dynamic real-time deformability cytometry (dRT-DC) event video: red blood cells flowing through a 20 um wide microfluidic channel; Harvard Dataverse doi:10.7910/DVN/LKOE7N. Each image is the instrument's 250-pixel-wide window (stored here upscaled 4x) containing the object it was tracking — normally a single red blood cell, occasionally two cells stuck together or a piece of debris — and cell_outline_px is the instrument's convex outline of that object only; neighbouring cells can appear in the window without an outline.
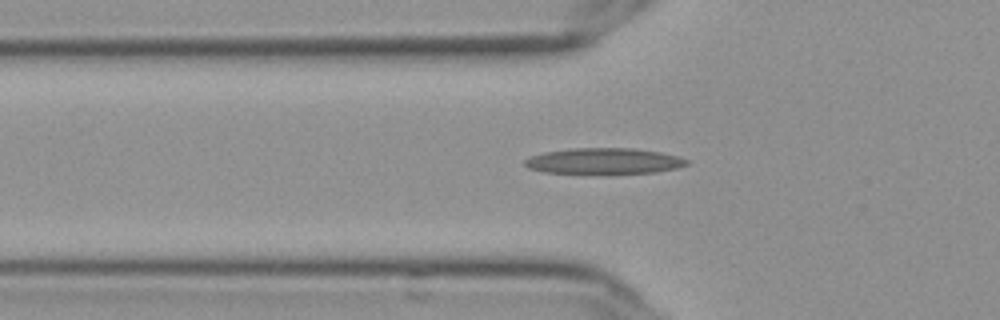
{"species": "Egyptian fruit bat (a non-hibernating species)", "species_latin": "Rousettus aegyptiacus", "temperature_condition": "cold", "stored_images_in_passage": 51, "camera_frame_rate_fps": 3000, "um_per_image_px": 0.085, "frame": {"image": 1, "passage_image": 19, "time_ms": 6.0, "image_size_px": [1000, 320], "cell_outline_px": [[688, 164], [676, 168], [656, 172], [544, 172], [528, 168], [524, 164], [524, 160], [532, 156], [544, 152], [572, 148], [632, 148], [660, 152], [676, 156], [688, 160]], "centroid_in_image_um": [51.32, 13.66], "position_along_channel_um": 74.5, "area_um2": 23.76}}
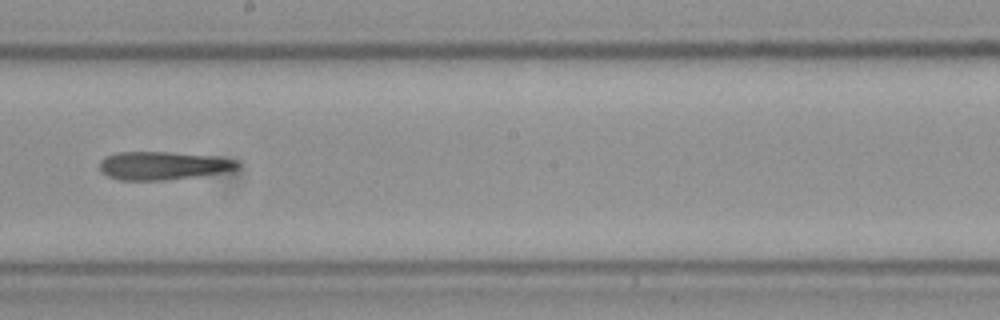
{"frame": {"image": 2, "passage_image": 32, "time_ms": 10.333, "image_size_px": [1000, 320], "cell_outline_px": [[240, 164], [236, 168], [220, 172], [196, 176], [164, 180], [120, 180], [108, 176], [100, 172], [100, 160], [104, 156], [116, 152], [172, 152], [208, 156], [236, 160]], "centroid_in_image_um": [13.74, 14.07], "position_along_channel_um": 234.5, "area_um2": 22.37}}
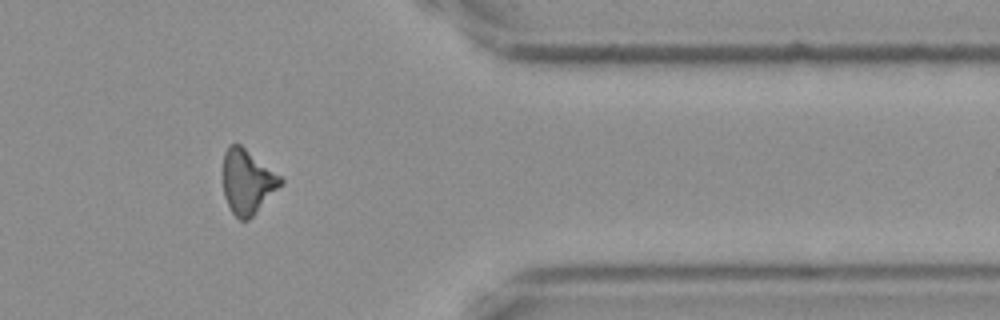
{"frame": {"image": 3, "passage_image": 46, "time_ms": 15.0, "image_size_px": [1000, 320], "cell_outline_px": [[284, 180], [256, 212], [248, 220], [240, 220], [232, 212], [224, 196], [224, 152], [232, 144], [240, 144], [280, 176]], "centroid_in_image_um": [21.01, 15.45], "position_along_channel_um": 390.4, "area_um2": 20.87}}